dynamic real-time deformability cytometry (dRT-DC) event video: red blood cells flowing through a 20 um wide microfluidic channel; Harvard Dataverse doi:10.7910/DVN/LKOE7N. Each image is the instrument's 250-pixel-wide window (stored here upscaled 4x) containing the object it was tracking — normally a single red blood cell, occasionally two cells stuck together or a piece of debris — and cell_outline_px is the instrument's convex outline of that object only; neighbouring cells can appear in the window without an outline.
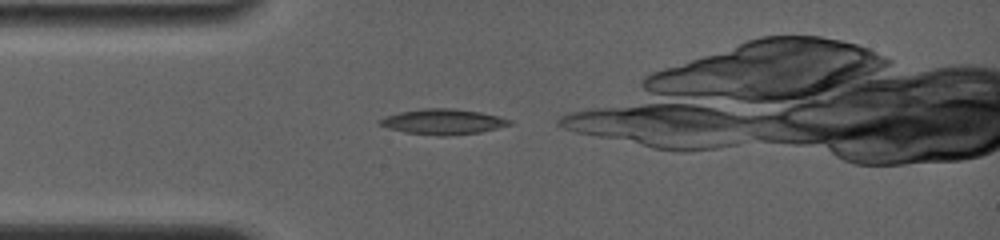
{"species": "common noctule bat (a hibernating species)", "species_latin": "Nyctalus noctula", "temperature_condition": "room temperature", "stored_images_in_passage": 6, "camera_frame_rate_fps": 4000, "um_per_image_px": 0.085, "animal": {"sex": "female", "body_mass_g": 19.0, "forearm_length_mm": 56.7}, "frame": {"image": 1, "passage_image": 1, "time_ms": 0.0, "image_size_px": [1000, 240], "cell_outline_px": [[512, 124], [480, 132], [448, 136], [440, 136], [404, 132], [388, 128], [376, 124], [376, 120], [384, 116], [400, 112], [424, 108], [452, 108], [480, 112], [500, 116], [512, 120]], "centroid_in_image_um": [37.61, 10.34], "position_along_channel_um": 47.4, "area_um2": 19.36}}